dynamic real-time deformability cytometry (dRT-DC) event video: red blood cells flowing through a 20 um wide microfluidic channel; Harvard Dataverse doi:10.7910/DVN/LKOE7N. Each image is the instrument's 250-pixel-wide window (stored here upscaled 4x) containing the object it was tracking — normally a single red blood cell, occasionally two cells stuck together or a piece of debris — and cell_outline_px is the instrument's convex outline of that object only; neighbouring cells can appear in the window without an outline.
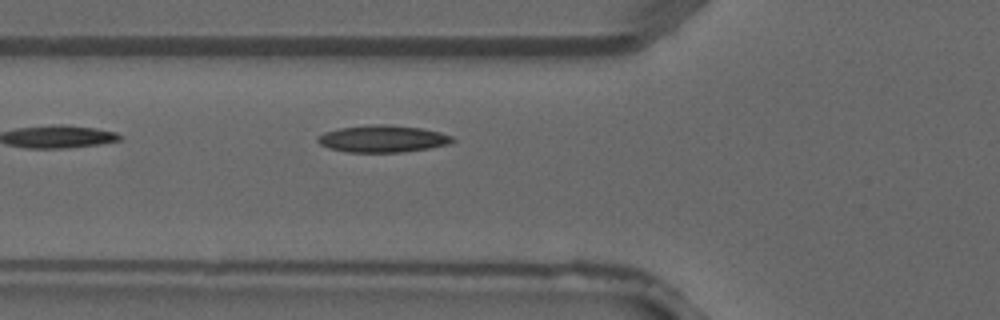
{"species": "common noctule bat (a hibernating species)", "species_latin": "Nyctalus noctula", "temperature_condition": "warm", "stored_images_in_passage": 3, "camera_frame_rate_fps": 3000, "um_per_image_px": 0.085, "animal": {"sex": "male", "forearm_length_mm": 52.5}, "frame": {"image": 1, "passage_image": 3, "time_ms": 0.667, "image_size_px": [1000, 320], "cell_outline_px": [[456, 140], [448, 144], [428, 148], [400, 152], [348, 152], [328, 148], [320, 144], [316, 140], [316, 136], [324, 132], [340, 128], [372, 124], [388, 124], [420, 128], [440, 132], [452, 136]], "centroid_in_image_um": [32.5, 11.79], "position_along_channel_um": 93.3, "area_um2": 21.21}}